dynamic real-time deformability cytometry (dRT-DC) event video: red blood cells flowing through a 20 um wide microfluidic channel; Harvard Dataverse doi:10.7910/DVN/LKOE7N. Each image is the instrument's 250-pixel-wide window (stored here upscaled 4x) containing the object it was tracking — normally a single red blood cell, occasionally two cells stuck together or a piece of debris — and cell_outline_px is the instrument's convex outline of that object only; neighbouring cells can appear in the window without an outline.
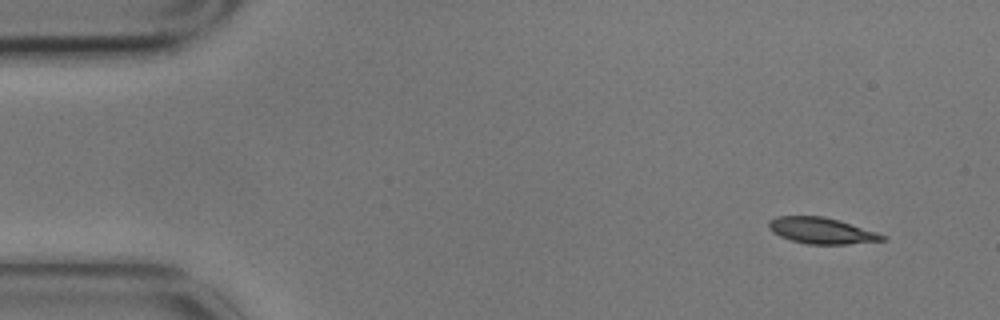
{"species": "common noctule bat (a hibernating species)", "species_latin": "Nyctalus noctula", "temperature_condition": "cold", "stored_images_in_passage": 8, "camera_frame_rate_fps": 3000, "um_per_image_px": 0.085, "animal": {"sex": "male", "body_mass_g": 17.9}, "frame": {"image": 1, "passage_image": 1, "time_ms": 0.0, "image_size_px": [1000, 320], "cell_outline_px": [[888, 240], [848, 244], [808, 244], [792, 240], [780, 236], [772, 232], [768, 228], [768, 220], [776, 216], [824, 216], [840, 220], [888, 236]], "centroid_in_image_um": [69.84, 19.6], "position_along_channel_um": 15.2, "area_um2": 17.46}}